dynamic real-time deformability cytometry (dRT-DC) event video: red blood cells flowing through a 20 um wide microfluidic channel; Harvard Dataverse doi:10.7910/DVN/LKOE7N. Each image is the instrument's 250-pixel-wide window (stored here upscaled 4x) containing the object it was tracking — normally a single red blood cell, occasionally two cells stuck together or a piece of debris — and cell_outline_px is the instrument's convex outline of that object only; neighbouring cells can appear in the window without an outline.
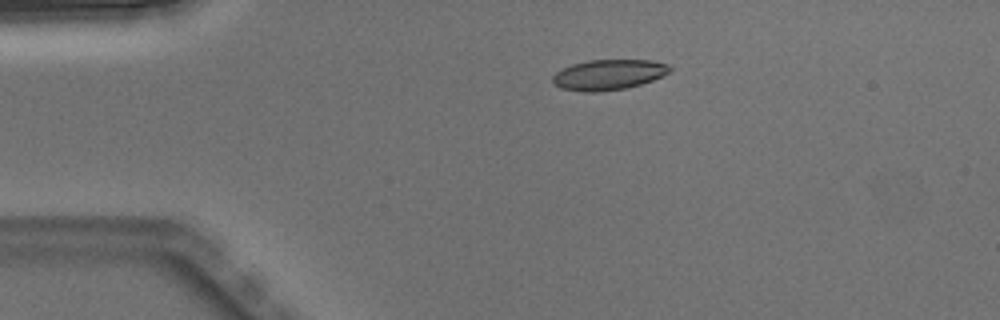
{"species": "Egyptian fruit bat (a non-hibernating species)", "species_latin": "Rousettus aegyptiacus", "temperature_condition": "warm", "stored_images_in_passage": 3, "camera_frame_rate_fps": 3000, "um_per_image_px": 0.085, "animal": {"sex": "male"}, "frame": {"image": 1, "passage_image": 2, "time_ms": 0.333, "image_size_px": [1000, 320], "cell_outline_px": [[672, 68], [668, 72], [652, 80], [628, 88], [596, 92], [584, 92], [560, 88], [552, 84], [552, 76], [556, 72], [572, 64], [588, 60], [652, 60], [668, 64]], "centroid_in_image_um": [51.69, 6.35], "position_along_channel_um": 33.3, "area_um2": 20.75}}